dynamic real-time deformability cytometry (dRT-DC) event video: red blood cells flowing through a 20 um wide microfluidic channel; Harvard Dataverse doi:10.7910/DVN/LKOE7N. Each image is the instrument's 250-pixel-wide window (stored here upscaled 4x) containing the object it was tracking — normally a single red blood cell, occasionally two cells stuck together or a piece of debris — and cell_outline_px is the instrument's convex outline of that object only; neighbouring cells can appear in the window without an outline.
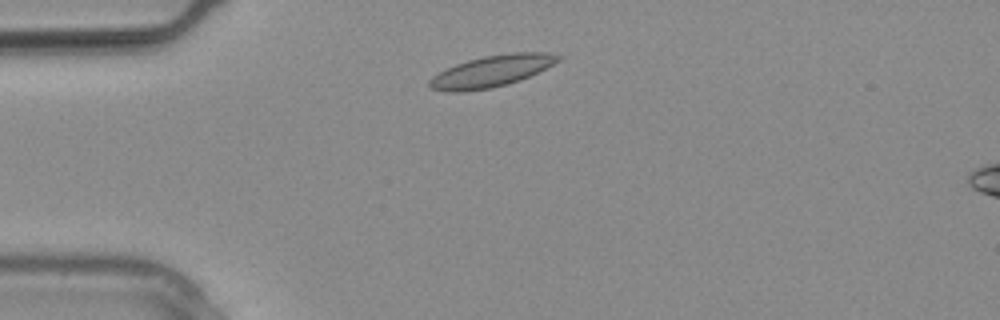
{"species": "common noctule bat (a hibernating species)", "species_latin": "Nyctalus noctula", "temperature_condition": "warm", "stored_images_in_passage": 11, "camera_frame_rate_fps": 3000, "um_per_image_px": 0.085, "animal": {"sex": "male", "body_mass_g": 20.4}, "frame": {"image": 1, "passage_image": 1, "time_ms": 0.0, "image_size_px": [1000, 320], "cell_outline_px": [[564, 56], [560, 60], [520, 80], [508, 84], [492, 88], [464, 92], [444, 92], [428, 88], [428, 80], [432, 76], [456, 64], [468, 60], [484, 56], [512, 52], [548, 52]], "centroid_in_image_um": [41.74, 6.06], "position_along_channel_um": 43.3, "area_um2": 23.7}}
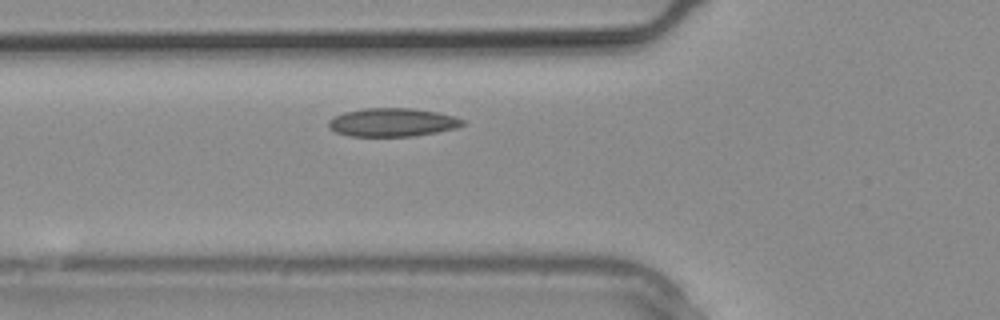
{"frame": {"image": 2, "passage_image": 4, "time_ms": 1.0, "image_size_px": [1000, 320], "cell_outline_px": [[464, 124], [456, 128], [436, 132], [412, 136], [348, 136], [336, 132], [328, 128], [328, 120], [344, 112], [364, 108], [412, 108], [436, 112], [456, 116], [464, 120]], "centroid_in_image_um": [33.34, 10.4], "position_along_channel_um": 92.5, "area_um2": 22.2}}